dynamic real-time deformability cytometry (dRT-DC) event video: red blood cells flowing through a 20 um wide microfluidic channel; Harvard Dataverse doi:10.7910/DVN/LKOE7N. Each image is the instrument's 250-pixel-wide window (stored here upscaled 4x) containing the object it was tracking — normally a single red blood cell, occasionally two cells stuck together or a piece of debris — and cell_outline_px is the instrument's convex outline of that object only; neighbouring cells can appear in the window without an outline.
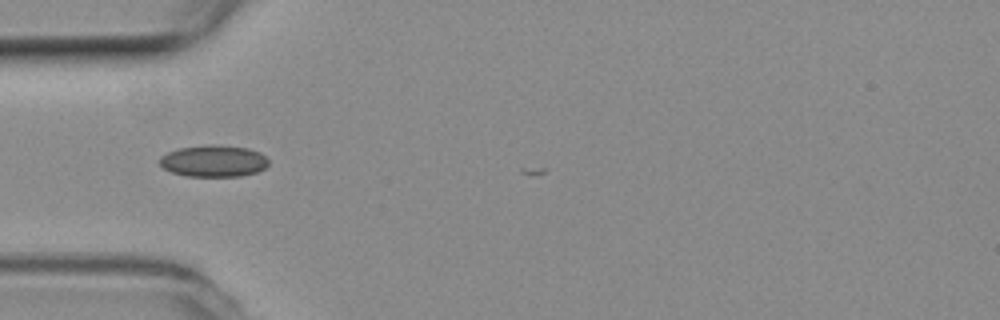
{"species": "common noctule bat (a hibernating species)", "species_latin": "Nyctalus noctula", "temperature_condition": "room temperature", "stored_images_in_passage": 2, "camera_frame_rate_fps": 3000, "um_per_image_px": 0.085, "animal": {"sex": "female", "body_mass_g": 19.3, "forearm_length_mm": 54.1}, "frame": {"image": 1, "passage_image": 1, "time_ms": 0.0, "image_size_px": [1000, 320], "cell_outline_px": [[268, 164], [264, 168], [256, 172], [240, 176], [184, 176], [172, 172], [164, 168], [160, 164], [160, 156], [168, 152], [180, 148], [248, 148], [260, 152], [268, 160]], "centroid_in_image_um": [18.16, 13.75], "position_along_channel_um": 66.8, "area_um2": 19.02}}